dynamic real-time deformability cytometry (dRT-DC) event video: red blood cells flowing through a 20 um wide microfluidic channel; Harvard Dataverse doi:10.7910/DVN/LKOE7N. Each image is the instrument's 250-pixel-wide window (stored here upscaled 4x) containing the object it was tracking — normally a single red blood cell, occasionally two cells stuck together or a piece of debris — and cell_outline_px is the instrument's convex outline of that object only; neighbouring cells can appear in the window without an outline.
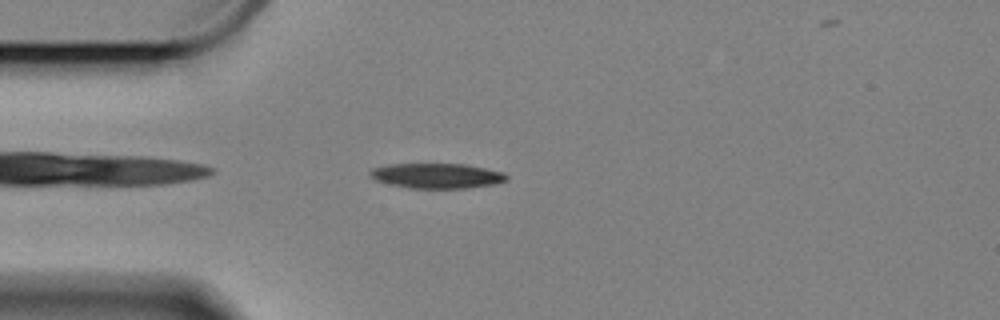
{"species": "Egyptian fruit bat (a non-hibernating species)", "species_latin": "Rousettus aegyptiacus", "temperature_condition": "cold", "stored_images_in_passage": 44, "camera_frame_rate_fps": 3000, "um_per_image_px": 0.085, "animal": {"sex": "female"}, "frame": {"image": 1, "passage_image": 3, "time_ms": 0.667, "image_size_px": [1000, 320], "cell_outline_px": [[508, 180], [492, 184], [464, 188], [408, 188], [376, 180], [368, 172], [372, 168], [388, 164], [464, 164], [504, 172], [508, 176]], "centroid_in_image_um": [37.13, 14.93], "position_along_channel_um": 47.9, "area_um2": 19.71}}
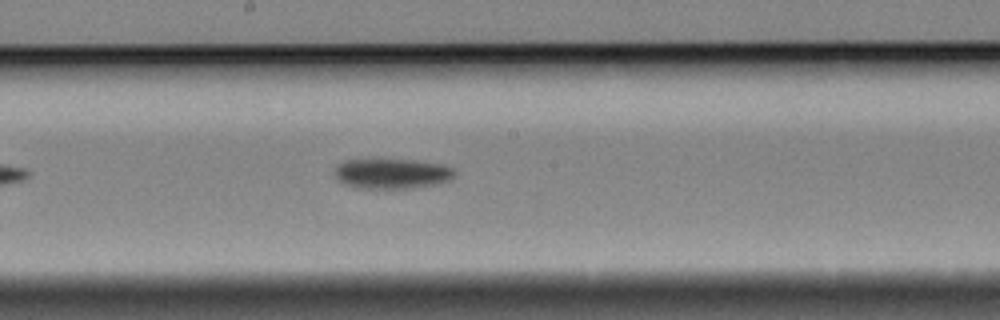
{"frame": {"image": 2, "passage_image": 19, "time_ms": 6.0, "image_size_px": [1000, 320], "cell_outline_px": [[456, 172], [448, 180], [432, 184], [412, 188], [356, 188], [344, 184], [336, 180], [332, 172], [336, 164], [344, 160], [376, 156], [416, 160], [440, 164], [452, 168]], "centroid_in_image_um": [33.15, 14.69], "position_along_channel_um": 215.0, "area_um2": 22.08}}
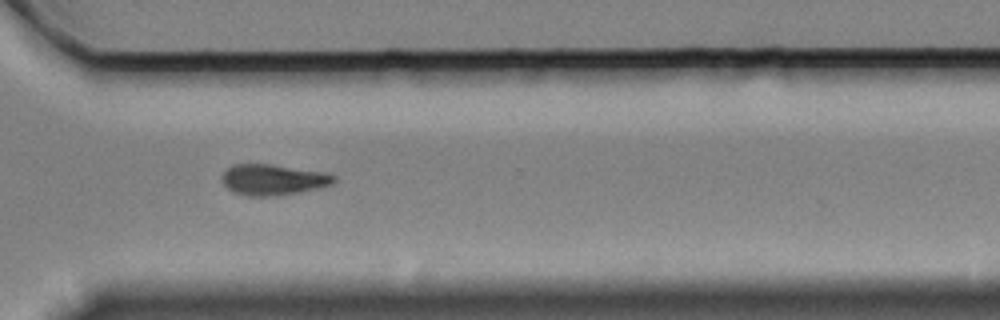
{"frame": {"image": 3, "passage_image": 31, "time_ms": 10.0, "image_size_px": [1000, 320], "cell_outline_px": [[336, 180], [332, 184], [320, 188], [276, 196], [248, 196], [232, 192], [224, 184], [220, 176], [232, 164], [272, 164], [320, 172], [336, 176]], "centroid_in_image_um": [23.18, 15.28], "position_along_channel_um": 347.4, "area_um2": 20.06}}